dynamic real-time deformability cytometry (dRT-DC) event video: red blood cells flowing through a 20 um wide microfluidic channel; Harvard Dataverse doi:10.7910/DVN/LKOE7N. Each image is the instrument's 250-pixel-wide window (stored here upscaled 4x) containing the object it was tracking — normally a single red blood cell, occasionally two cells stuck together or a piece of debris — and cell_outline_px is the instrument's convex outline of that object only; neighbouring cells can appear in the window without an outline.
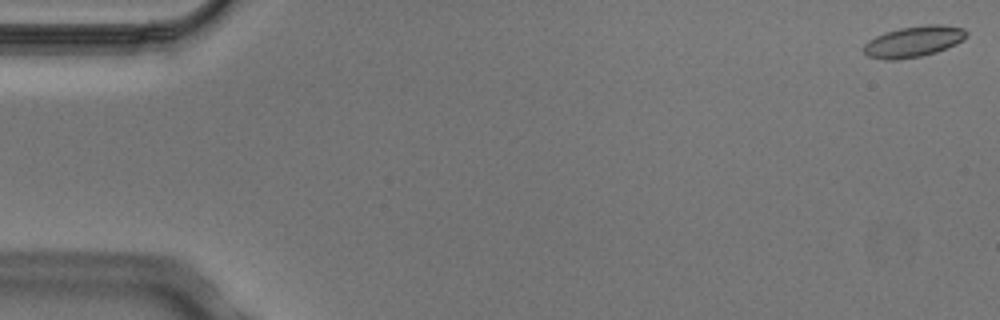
{"species": "Egyptian fruit bat (a non-hibernating species)", "species_latin": "Rousettus aegyptiacus", "temperature_condition": "cold", "stored_images_in_passage": 4, "camera_frame_rate_fps": 3000, "um_per_image_px": 0.085, "animal": {"sex": "male"}, "frame": {"image": 1, "passage_image": 1, "time_ms": 0.0, "image_size_px": [1000, 320], "cell_outline_px": [[968, 36], [964, 40], [956, 44], [936, 52], [920, 56], [900, 60], [884, 60], [868, 56], [864, 52], [864, 44], [868, 40], [884, 32], [900, 28], [928, 24], [940, 24], [964, 28], [968, 32]], "centroid_in_image_um": [77.67, 3.53], "position_along_channel_um": 7.3, "area_um2": 18.73}}